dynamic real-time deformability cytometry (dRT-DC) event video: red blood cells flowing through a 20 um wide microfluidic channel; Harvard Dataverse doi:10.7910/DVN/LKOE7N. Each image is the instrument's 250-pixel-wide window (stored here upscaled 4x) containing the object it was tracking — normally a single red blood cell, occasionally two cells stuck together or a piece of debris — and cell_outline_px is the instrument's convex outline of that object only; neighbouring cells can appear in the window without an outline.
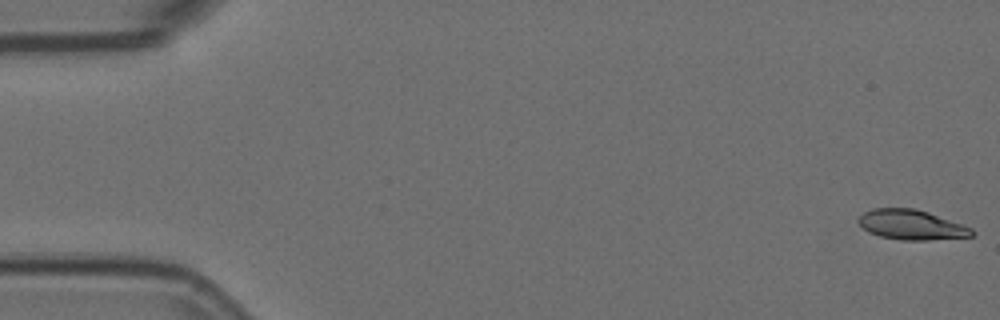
{"species": "Egyptian fruit bat (a non-hibernating species)", "species_latin": "Rousettus aegyptiacus", "temperature_condition": "room temperature", "stored_images_in_passage": 4, "camera_frame_rate_fps": 3000, "um_per_image_px": 0.085, "animal": {"sex": "female"}, "frame": {"image": 1, "passage_image": 1, "time_ms": 0.0, "image_size_px": [1000, 320], "cell_outline_px": [[976, 232], [972, 236], [928, 240], [900, 240], [880, 236], [868, 232], [856, 220], [864, 212], [872, 208], [916, 208], [928, 212], [972, 228]], "centroid_in_image_um": [77.46, 19.1], "position_along_channel_um": 7.5, "area_um2": 19.71}}